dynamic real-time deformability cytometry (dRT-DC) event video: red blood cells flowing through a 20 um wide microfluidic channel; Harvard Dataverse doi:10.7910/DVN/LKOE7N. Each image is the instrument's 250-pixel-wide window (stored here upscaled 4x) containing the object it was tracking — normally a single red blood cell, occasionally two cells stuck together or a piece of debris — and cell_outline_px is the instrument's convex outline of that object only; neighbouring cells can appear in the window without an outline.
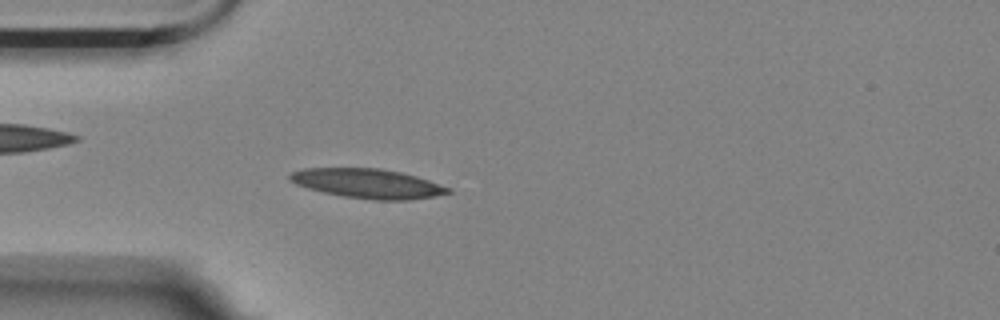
{"species": "Egyptian fruit bat (a non-hibernating species)", "species_latin": "Rousettus aegyptiacus", "temperature_condition": "room temperature", "stored_images_in_passage": 53, "camera_frame_rate_fps": 3000, "um_per_image_px": 0.085, "animal": {"sex": "female"}, "frame": {"image": 1, "passage_image": 13, "time_ms": 4.0, "image_size_px": [1000, 320], "cell_outline_px": [[452, 192], [432, 196], [408, 200], [372, 200], [344, 196], [324, 192], [308, 188], [296, 184], [288, 176], [292, 172], [304, 168], [380, 168], [400, 172], [416, 176], [452, 188]], "centroid_in_image_um": [31.27, 15.59], "position_along_channel_um": 53.7, "area_um2": 26.93}}
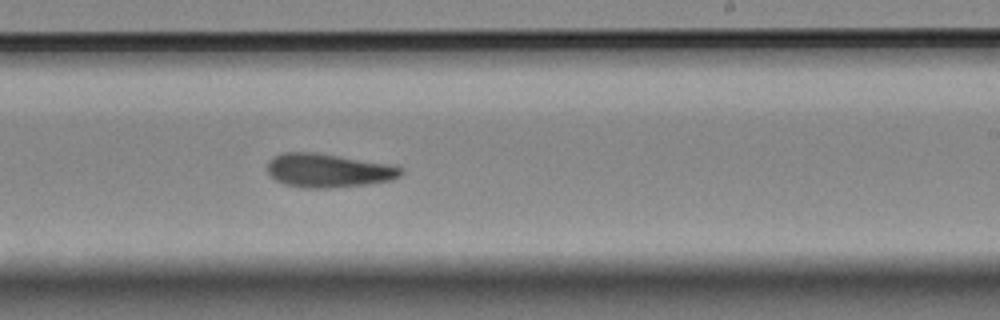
{"frame": {"image": 2, "passage_image": 31, "time_ms": 10.0, "image_size_px": [1000, 320], "cell_outline_px": [[404, 172], [400, 176], [392, 180], [368, 184], [332, 188], [304, 188], [284, 184], [276, 180], [268, 172], [268, 160], [272, 156], [284, 152], [316, 152], [384, 164], [404, 168]], "centroid_in_image_um": [27.87, 14.5], "position_along_channel_um": 261.1, "area_um2": 26.18}}
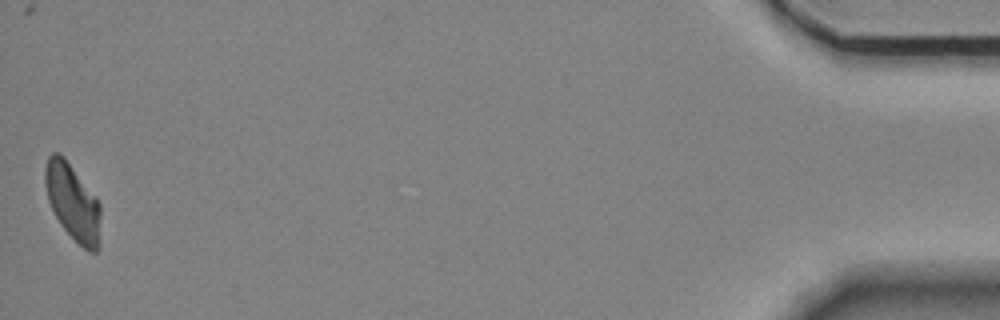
{"frame": {"image": 3, "passage_image": 53, "time_ms": 17.333, "image_size_px": [1000, 320], "cell_outline_px": [[100, 248], [96, 252], [88, 252], [60, 224], [48, 200], [44, 180], [44, 168], [48, 156], [52, 152], [60, 152], [64, 156], [96, 196], [100, 204]], "centroid_in_image_um": [6.19, 17.16], "position_along_channel_um": 429.0, "area_um2": 24.97}, "authors_computed_cell_mechanics": {"area_um2": 25.6632, "velocity_mm_per_s": 3.5464, "shape_relaxation_time_tau1_ms": null, "shape_relaxation_time_tau2_ms": 7.087, "deformation_change_tau1": null, "deformation_change_tau2": 0.1613}}